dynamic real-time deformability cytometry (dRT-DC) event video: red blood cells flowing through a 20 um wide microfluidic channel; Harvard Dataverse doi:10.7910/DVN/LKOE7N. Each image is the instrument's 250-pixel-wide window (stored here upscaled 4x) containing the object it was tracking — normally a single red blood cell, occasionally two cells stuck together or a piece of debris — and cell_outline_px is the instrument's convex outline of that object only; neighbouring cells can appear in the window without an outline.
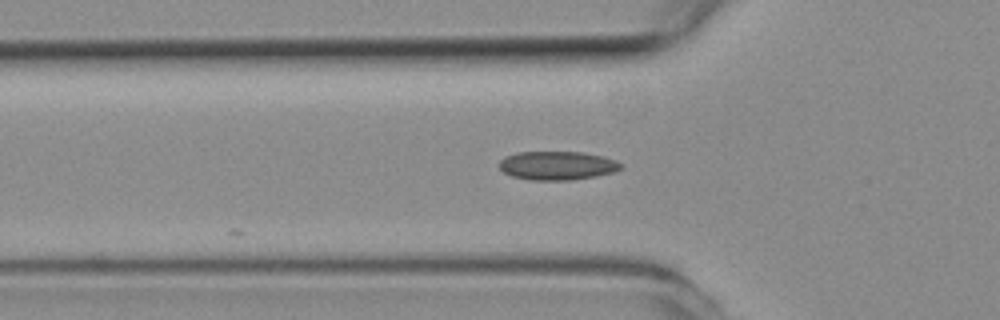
{"species": "common noctule bat (a hibernating species)", "species_latin": "Nyctalus noctula", "temperature_condition": "room temperature", "stored_images_in_passage": 5, "camera_frame_rate_fps": 3000, "um_per_image_px": 0.085, "animal": {"sex": "female", "body_mass_g": 19.3, "forearm_length_mm": 54.1}, "frame": {"image": 1, "passage_image": 3, "time_ms": 0.667, "image_size_px": [1000, 320], "cell_outline_px": [[624, 168], [612, 172], [596, 176], [572, 180], [528, 180], [512, 176], [504, 172], [500, 168], [500, 160], [504, 156], [516, 152], [580, 152], [604, 156], [616, 160]], "centroid_in_image_um": [47.36, 14.07], "position_along_channel_um": 78.4, "area_um2": 20.4}}